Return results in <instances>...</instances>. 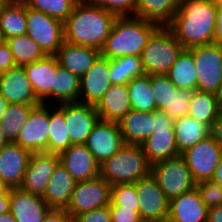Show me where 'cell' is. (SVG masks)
<instances>
[{"label":"cell","instance_id":"bcb514c9","mask_svg":"<svg viewBox=\"0 0 222 222\" xmlns=\"http://www.w3.org/2000/svg\"><path fill=\"white\" fill-rule=\"evenodd\" d=\"M72 222H111L109 206L75 215Z\"/></svg>","mask_w":222,"mask_h":222},{"label":"cell","instance_id":"7402d4cb","mask_svg":"<svg viewBox=\"0 0 222 222\" xmlns=\"http://www.w3.org/2000/svg\"><path fill=\"white\" fill-rule=\"evenodd\" d=\"M10 213L16 222H43L51 209L42 196L25 192L20 188L10 189Z\"/></svg>","mask_w":222,"mask_h":222},{"label":"cell","instance_id":"9f6ffc18","mask_svg":"<svg viewBox=\"0 0 222 222\" xmlns=\"http://www.w3.org/2000/svg\"><path fill=\"white\" fill-rule=\"evenodd\" d=\"M8 104L9 103L0 94V122H1L2 117H3V115L6 111V108H7Z\"/></svg>","mask_w":222,"mask_h":222},{"label":"cell","instance_id":"f1b7e54d","mask_svg":"<svg viewBox=\"0 0 222 222\" xmlns=\"http://www.w3.org/2000/svg\"><path fill=\"white\" fill-rule=\"evenodd\" d=\"M181 0H136L135 16L168 26L174 19Z\"/></svg>","mask_w":222,"mask_h":222},{"label":"cell","instance_id":"91938a15","mask_svg":"<svg viewBox=\"0 0 222 222\" xmlns=\"http://www.w3.org/2000/svg\"><path fill=\"white\" fill-rule=\"evenodd\" d=\"M7 190H8V188L6 187V185L0 179V195L5 193Z\"/></svg>","mask_w":222,"mask_h":222},{"label":"cell","instance_id":"11a10c76","mask_svg":"<svg viewBox=\"0 0 222 222\" xmlns=\"http://www.w3.org/2000/svg\"><path fill=\"white\" fill-rule=\"evenodd\" d=\"M212 180L222 186V154Z\"/></svg>","mask_w":222,"mask_h":222},{"label":"cell","instance_id":"d6986e66","mask_svg":"<svg viewBox=\"0 0 222 222\" xmlns=\"http://www.w3.org/2000/svg\"><path fill=\"white\" fill-rule=\"evenodd\" d=\"M60 163L77 181L91 180L99 176L100 165L84 145H71L59 154Z\"/></svg>","mask_w":222,"mask_h":222},{"label":"cell","instance_id":"ba28073f","mask_svg":"<svg viewBox=\"0 0 222 222\" xmlns=\"http://www.w3.org/2000/svg\"><path fill=\"white\" fill-rule=\"evenodd\" d=\"M26 35L33 39L47 56H55L64 42V22L27 6Z\"/></svg>","mask_w":222,"mask_h":222},{"label":"cell","instance_id":"2e32d148","mask_svg":"<svg viewBox=\"0 0 222 222\" xmlns=\"http://www.w3.org/2000/svg\"><path fill=\"white\" fill-rule=\"evenodd\" d=\"M0 94L9 104H41L23 66L12 67L0 75Z\"/></svg>","mask_w":222,"mask_h":222},{"label":"cell","instance_id":"ab89813d","mask_svg":"<svg viewBox=\"0 0 222 222\" xmlns=\"http://www.w3.org/2000/svg\"><path fill=\"white\" fill-rule=\"evenodd\" d=\"M150 81L157 109L162 111L169 105L178 88L166 75H150Z\"/></svg>","mask_w":222,"mask_h":222},{"label":"cell","instance_id":"8992f818","mask_svg":"<svg viewBox=\"0 0 222 222\" xmlns=\"http://www.w3.org/2000/svg\"><path fill=\"white\" fill-rule=\"evenodd\" d=\"M151 174L169 201L196 187L182 155L154 163L151 165Z\"/></svg>","mask_w":222,"mask_h":222},{"label":"cell","instance_id":"e575fe53","mask_svg":"<svg viewBox=\"0 0 222 222\" xmlns=\"http://www.w3.org/2000/svg\"><path fill=\"white\" fill-rule=\"evenodd\" d=\"M16 66H24L45 58L47 55L28 35L14 36L6 39Z\"/></svg>","mask_w":222,"mask_h":222},{"label":"cell","instance_id":"be15d7a7","mask_svg":"<svg viewBox=\"0 0 222 222\" xmlns=\"http://www.w3.org/2000/svg\"><path fill=\"white\" fill-rule=\"evenodd\" d=\"M7 0H0V7L6 2Z\"/></svg>","mask_w":222,"mask_h":222},{"label":"cell","instance_id":"6f0895ef","mask_svg":"<svg viewBox=\"0 0 222 222\" xmlns=\"http://www.w3.org/2000/svg\"><path fill=\"white\" fill-rule=\"evenodd\" d=\"M0 222H16L10 212L0 215Z\"/></svg>","mask_w":222,"mask_h":222},{"label":"cell","instance_id":"db71d44e","mask_svg":"<svg viewBox=\"0 0 222 222\" xmlns=\"http://www.w3.org/2000/svg\"><path fill=\"white\" fill-rule=\"evenodd\" d=\"M10 189L0 195V215L10 212Z\"/></svg>","mask_w":222,"mask_h":222},{"label":"cell","instance_id":"44dd1931","mask_svg":"<svg viewBox=\"0 0 222 222\" xmlns=\"http://www.w3.org/2000/svg\"><path fill=\"white\" fill-rule=\"evenodd\" d=\"M55 56L61 67L81 78L101 56V51L64 41Z\"/></svg>","mask_w":222,"mask_h":222},{"label":"cell","instance_id":"d6a6232c","mask_svg":"<svg viewBox=\"0 0 222 222\" xmlns=\"http://www.w3.org/2000/svg\"><path fill=\"white\" fill-rule=\"evenodd\" d=\"M55 110H51L53 111L51 112L49 109L48 153L59 155L64 150H67L72 143L65 123L64 103L58 105Z\"/></svg>","mask_w":222,"mask_h":222},{"label":"cell","instance_id":"ee69618b","mask_svg":"<svg viewBox=\"0 0 222 222\" xmlns=\"http://www.w3.org/2000/svg\"><path fill=\"white\" fill-rule=\"evenodd\" d=\"M90 4L101 7L117 16H135L136 0H87ZM132 13V14H130Z\"/></svg>","mask_w":222,"mask_h":222},{"label":"cell","instance_id":"603a6c76","mask_svg":"<svg viewBox=\"0 0 222 222\" xmlns=\"http://www.w3.org/2000/svg\"><path fill=\"white\" fill-rule=\"evenodd\" d=\"M208 207L196 187L169 201L167 222H207Z\"/></svg>","mask_w":222,"mask_h":222},{"label":"cell","instance_id":"f907efd6","mask_svg":"<svg viewBox=\"0 0 222 222\" xmlns=\"http://www.w3.org/2000/svg\"><path fill=\"white\" fill-rule=\"evenodd\" d=\"M174 121L170 119L164 112L162 111H154V121H153V132L154 129L160 128H173Z\"/></svg>","mask_w":222,"mask_h":222},{"label":"cell","instance_id":"816d5d0a","mask_svg":"<svg viewBox=\"0 0 222 222\" xmlns=\"http://www.w3.org/2000/svg\"><path fill=\"white\" fill-rule=\"evenodd\" d=\"M211 135L214 137L216 142L222 147V105L220 107L215 123L212 126Z\"/></svg>","mask_w":222,"mask_h":222},{"label":"cell","instance_id":"83f0119b","mask_svg":"<svg viewBox=\"0 0 222 222\" xmlns=\"http://www.w3.org/2000/svg\"><path fill=\"white\" fill-rule=\"evenodd\" d=\"M173 129L180 154L211 135L212 128L189 115L174 120Z\"/></svg>","mask_w":222,"mask_h":222},{"label":"cell","instance_id":"681fc988","mask_svg":"<svg viewBox=\"0 0 222 222\" xmlns=\"http://www.w3.org/2000/svg\"><path fill=\"white\" fill-rule=\"evenodd\" d=\"M216 3V27L213 43L222 46V0H215Z\"/></svg>","mask_w":222,"mask_h":222},{"label":"cell","instance_id":"f5cc1de1","mask_svg":"<svg viewBox=\"0 0 222 222\" xmlns=\"http://www.w3.org/2000/svg\"><path fill=\"white\" fill-rule=\"evenodd\" d=\"M207 222H222V205L208 209Z\"/></svg>","mask_w":222,"mask_h":222},{"label":"cell","instance_id":"9a60e30c","mask_svg":"<svg viewBox=\"0 0 222 222\" xmlns=\"http://www.w3.org/2000/svg\"><path fill=\"white\" fill-rule=\"evenodd\" d=\"M64 118L72 145L85 144L100 119L95 106L81 102L64 103Z\"/></svg>","mask_w":222,"mask_h":222},{"label":"cell","instance_id":"c3c4849f","mask_svg":"<svg viewBox=\"0 0 222 222\" xmlns=\"http://www.w3.org/2000/svg\"><path fill=\"white\" fill-rule=\"evenodd\" d=\"M43 222H72V217L65 209L51 208L45 215Z\"/></svg>","mask_w":222,"mask_h":222},{"label":"cell","instance_id":"277c9868","mask_svg":"<svg viewBox=\"0 0 222 222\" xmlns=\"http://www.w3.org/2000/svg\"><path fill=\"white\" fill-rule=\"evenodd\" d=\"M151 173L141 145L125 144L116 154L99 167V176L111 186L135 183Z\"/></svg>","mask_w":222,"mask_h":222},{"label":"cell","instance_id":"30bf717a","mask_svg":"<svg viewBox=\"0 0 222 222\" xmlns=\"http://www.w3.org/2000/svg\"><path fill=\"white\" fill-rule=\"evenodd\" d=\"M221 154L222 147L210 135L181 155L185 158L194 181L198 183L213 179Z\"/></svg>","mask_w":222,"mask_h":222},{"label":"cell","instance_id":"3957f363","mask_svg":"<svg viewBox=\"0 0 222 222\" xmlns=\"http://www.w3.org/2000/svg\"><path fill=\"white\" fill-rule=\"evenodd\" d=\"M157 23L136 16H118L102 47L101 56L109 60L123 56H141Z\"/></svg>","mask_w":222,"mask_h":222},{"label":"cell","instance_id":"4316f807","mask_svg":"<svg viewBox=\"0 0 222 222\" xmlns=\"http://www.w3.org/2000/svg\"><path fill=\"white\" fill-rule=\"evenodd\" d=\"M154 112L130 110L120 122L125 144L141 145L153 133Z\"/></svg>","mask_w":222,"mask_h":222},{"label":"cell","instance_id":"ffe728a7","mask_svg":"<svg viewBox=\"0 0 222 222\" xmlns=\"http://www.w3.org/2000/svg\"><path fill=\"white\" fill-rule=\"evenodd\" d=\"M58 66L56 56H46L23 66L33 86L35 96L41 103H48L46 100L48 98L54 99V75Z\"/></svg>","mask_w":222,"mask_h":222},{"label":"cell","instance_id":"7a4b0ae2","mask_svg":"<svg viewBox=\"0 0 222 222\" xmlns=\"http://www.w3.org/2000/svg\"><path fill=\"white\" fill-rule=\"evenodd\" d=\"M118 16L79 0L64 21V41L101 50Z\"/></svg>","mask_w":222,"mask_h":222},{"label":"cell","instance_id":"7bdbcfd3","mask_svg":"<svg viewBox=\"0 0 222 222\" xmlns=\"http://www.w3.org/2000/svg\"><path fill=\"white\" fill-rule=\"evenodd\" d=\"M201 200L209 208L222 205V186L213 180L196 183Z\"/></svg>","mask_w":222,"mask_h":222},{"label":"cell","instance_id":"4fadbf2b","mask_svg":"<svg viewBox=\"0 0 222 222\" xmlns=\"http://www.w3.org/2000/svg\"><path fill=\"white\" fill-rule=\"evenodd\" d=\"M36 105L29 114L15 143L33 152H48L49 106Z\"/></svg>","mask_w":222,"mask_h":222},{"label":"cell","instance_id":"6da1fadb","mask_svg":"<svg viewBox=\"0 0 222 222\" xmlns=\"http://www.w3.org/2000/svg\"><path fill=\"white\" fill-rule=\"evenodd\" d=\"M168 27L184 49L213 43L215 0H181L180 8Z\"/></svg>","mask_w":222,"mask_h":222},{"label":"cell","instance_id":"4dcf8cb0","mask_svg":"<svg viewBox=\"0 0 222 222\" xmlns=\"http://www.w3.org/2000/svg\"><path fill=\"white\" fill-rule=\"evenodd\" d=\"M166 76L178 89L197 90V73L193 54L183 49Z\"/></svg>","mask_w":222,"mask_h":222},{"label":"cell","instance_id":"8d00e7d4","mask_svg":"<svg viewBox=\"0 0 222 222\" xmlns=\"http://www.w3.org/2000/svg\"><path fill=\"white\" fill-rule=\"evenodd\" d=\"M36 105L8 104L0 126L9 142H15Z\"/></svg>","mask_w":222,"mask_h":222},{"label":"cell","instance_id":"9c48e42d","mask_svg":"<svg viewBox=\"0 0 222 222\" xmlns=\"http://www.w3.org/2000/svg\"><path fill=\"white\" fill-rule=\"evenodd\" d=\"M111 185L98 176L91 180L77 181L65 210L71 217L94 209L109 206Z\"/></svg>","mask_w":222,"mask_h":222},{"label":"cell","instance_id":"60d3db41","mask_svg":"<svg viewBox=\"0 0 222 222\" xmlns=\"http://www.w3.org/2000/svg\"><path fill=\"white\" fill-rule=\"evenodd\" d=\"M111 201L116 206L139 211V199L134 183L111 186Z\"/></svg>","mask_w":222,"mask_h":222},{"label":"cell","instance_id":"d4e9b609","mask_svg":"<svg viewBox=\"0 0 222 222\" xmlns=\"http://www.w3.org/2000/svg\"><path fill=\"white\" fill-rule=\"evenodd\" d=\"M76 180L59 162L54 169L43 199L50 208L65 209L71 199Z\"/></svg>","mask_w":222,"mask_h":222},{"label":"cell","instance_id":"5bb4252c","mask_svg":"<svg viewBox=\"0 0 222 222\" xmlns=\"http://www.w3.org/2000/svg\"><path fill=\"white\" fill-rule=\"evenodd\" d=\"M59 162L58 154L33 152L19 188L25 192L43 197L46 186Z\"/></svg>","mask_w":222,"mask_h":222},{"label":"cell","instance_id":"680465c9","mask_svg":"<svg viewBox=\"0 0 222 222\" xmlns=\"http://www.w3.org/2000/svg\"><path fill=\"white\" fill-rule=\"evenodd\" d=\"M9 143L8 139L5 137L4 132L0 126V150Z\"/></svg>","mask_w":222,"mask_h":222},{"label":"cell","instance_id":"5b68a950","mask_svg":"<svg viewBox=\"0 0 222 222\" xmlns=\"http://www.w3.org/2000/svg\"><path fill=\"white\" fill-rule=\"evenodd\" d=\"M183 49L168 26H159L140 56L145 74L166 75Z\"/></svg>","mask_w":222,"mask_h":222},{"label":"cell","instance_id":"d590c367","mask_svg":"<svg viewBox=\"0 0 222 222\" xmlns=\"http://www.w3.org/2000/svg\"><path fill=\"white\" fill-rule=\"evenodd\" d=\"M145 75L140 56H123L110 60V81L112 84H128L135 77Z\"/></svg>","mask_w":222,"mask_h":222},{"label":"cell","instance_id":"ac0fdd59","mask_svg":"<svg viewBox=\"0 0 222 222\" xmlns=\"http://www.w3.org/2000/svg\"><path fill=\"white\" fill-rule=\"evenodd\" d=\"M111 85L110 60L100 56L80 78L79 102L96 106Z\"/></svg>","mask_w":222,"mask_h":222},{"label":"cell","instance_id":"f546056e","mask_svg":"<svg viewBox=\"0 0 222 222\" xmlns=\"http://www.w3.org/2000/svg\"><path fill=\"white\" fill-rule=\"evenodd\" d=\"M27 4L23 0H7L0 7V30L6 39L26 34Z\"/></svg>","mask_w":222,"mask_h":222},{"label":"cell","instance_id":"484cf974","mask_svg":"<svg viewBox=\"0 0 222 222\" xmlns=\"http://www.w3.org/2000/svg\"><path fill=\"white\" fill-rule=\"evenodd\" d=\"M141 147L151 165L181 155L177 149L173 128L154 129Z\"/></svg>","mask_w":222,"mask_h":222},{"label":"cell","instance_id":"cb8c5ba5","mask_svg":"<svg viewBox=\"0 0 222 222\" xmlns=\"http://www.w3.org/2000/svg\"><path fill=\"white\" fill-rule=\"evenodd\" d=\"M95 107L101 120L120 122L131 110V100L127 84H112Z\"/></svg>","mask_w":222,"mask_h":222},{"label":"cell","instance_id":"74e56055","mask_svg":"<svg viewBox=\"0 0 222 222\" xmlns=\"http://www.w3.org/2000/svg\"><path fill=\"white\" fill-rule=\"evenodd\" d=\"M80 78L60 65L54 75V99L62 103L79 102Z\"/></svg>","mask_w":222,"mask_h":222},{"label":"cell","instance_id":"6125c7cd","mask_svg":"<svg viewBox=\"0 0 222 222\" xmlns=\"http://www.w3.org/2000/svg\"><path fill=\"white\" fill-rule=\"evenodd\" d=\"M219 98H220V101L222 103V83H221V87H220V92H219Z\"/></svg>","mask_w":222,"mask_h":222},{"label":"cell","instance_id":"b9f144b4","mask_svg":"<svg viewBox=\"0 0 222 222\" xmlns=\"http://www.w3.org/2000/svg\"><path fill=\"white\" fill-rule=\"evenodd\" d=\"M193 91L188 89H178V92L173 95L169 105L166 106L164 112L173 121L177 118L187 116L191 103Z\"/></svg>","mask_w":222,"mask_h":222},{"label":"cell","instance_id":"52a82bcc","mask_svg":"<svg viewBox=\"0 0 222 222\" xmlns=\"http://www.w3.org/2000/svg\"><path fill=\"white\" fill-rule=\"evenodd\" d=\"M188 50L195 61L197 90L219 95L222 83V46L211 43Z\"/></svg>","mask_w":222,"mask_h":222},{"label":"cell","instance_id":"e0dca14e","mask_svg":"<svg viewBox=\"0 0 222 222\" xmlns=\"http://www.w3.org/2000/svg\"><path fill=\"white\" fill-rule=\"evenodd\" d=\"M32 152L15 142L0 150V179L8 189L19 188Z\"/></svg>","mask_w":222,"mask_h":222},{"label":"cell","instance_id":"f6af8a7d","mask_svg":"<svg viewBox=\"0 0 222 222\" xmlns=\"http://www.w3.org/2000/svg\"><path fill=\"white\" fill-rule=\"evenodd\" d=\"M111 222H143L139 211L116 206L112 201L109 205Z\"/></svg>","mask_w":222,"mask_h":222},{"label":"cell","instance_id":"94428289","mask_svg":"<svg viewBox=\"0 0 222 222\" xmlns=\"http://www.w3.org/2000/svg\"><path fill=\"white\" fill-rule=\"evenodd\" d=\"M5 42H6V40H5L4 36H3V33L0 30V46L3 45Z\"/></svg>","mask_w":222,"mask_h":222},{"label":"cell","instance_id":"f35d334b","mask_svg":"<svg viewBox=\"0 0 222 222\" xmlns=\"http://www.w3.org/2000/svg\"><path fill=\"white\" fill-rule=\"evenodd\" d=\"M28 7L65 21L79 0H23Z\"/></svg>","mask_w":222,"mask_h":222},{"label":"cell","instance_id":"836d02e7","mask_svg":"<svg viewBox=\"0 0 222 222\" xmlns=\"http://www.w3.org/2000/svg\"><path fill=\"white\" fill-rule=\"evenodd\" d=\"M131 110L140 112L158 111L151 87L150 75L133 78L127 84Z\"/></svg>","mask_w":222,"mask_h":222},{"label":"cell","instance_id":"8fae6325","mask_svg":"<svg viewBox=\"0 0 222 222\" xmlns=\"http://www.w3.org/2000/svg\"><path fill=\"white\" fill-rule=\"evenodd\" d=\"M139 199V213L143 222H167L169 200L150 173L134 183Z\"/></svg>","mask_w":222,"mask_h":222},{"label":"cell","instance_id":"7dc6e473","mask_svg":"<svg viewBox=\"0 0 222 222\" xmlns=\"http://www.w3.org/2000/svg\"><path fill=\"white\" fill-rule=\"evenodd\" d=\"M15 66L13 55L5 42L0 46V75Z\"/></svg>","mask_w":222,"mask_h":222},{"label":"cell","instance_id":"1f68e13d","mask_svg":"<svg viewBox=\"0 0 222 222\" xmlns=\"http://www.w3.org/2000/svg\"><path fill=\"white\" fill-rule=\"evenodd\" d=\"M221 105L222 103L218 95L194 90L191 96L188 115L212 128Z\"/></svg>","mask_w":222,"mask_h":222},{"label":"cell","instance_id":"7c38bea8","mask_svg":"<svg viewBox=\"0 0 222 222\" xmlns=\"http://www.w3.org/2000/svg\"><path fill=\"white\" fill-rule=\"evenodd\" d=\"M99 165L116 154L124 145L117 122L99 119L84 144Z\"/></svg>","mask_w":222,"mask_h":222}]
</instances>
